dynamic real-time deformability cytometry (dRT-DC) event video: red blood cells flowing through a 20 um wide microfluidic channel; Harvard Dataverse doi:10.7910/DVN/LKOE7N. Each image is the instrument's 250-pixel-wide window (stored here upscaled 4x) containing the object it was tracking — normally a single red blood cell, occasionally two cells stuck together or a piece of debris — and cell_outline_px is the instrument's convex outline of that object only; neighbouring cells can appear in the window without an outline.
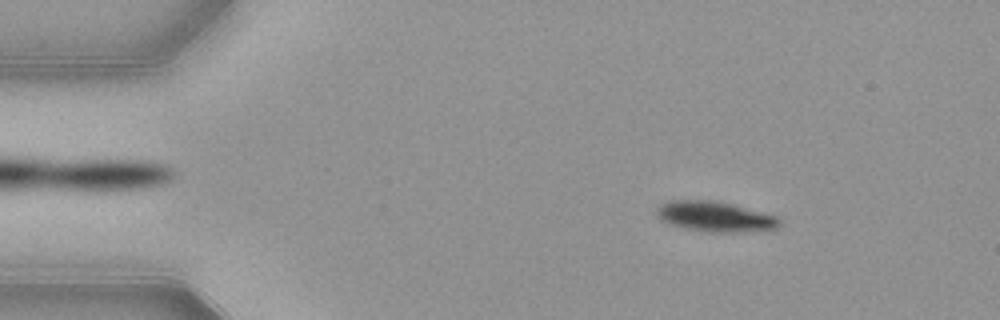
{"species": "common noctule bat (a hibernating species)", "species_latin": "Nyctalus noctula", "temperature_condition": "warm", "stored_images_in_passage": 52, "camera_frame_rate_fps": 3000, "um_per_image_px": 0.085, "animal": {"sex": "female", "body_mass_g": 21.9}, "frame": {"image": 1, "passage_image": 7, "time_ms": 2.0, "image_size_px": [1000, 320], "cell_outline_px": [[780, 224], [776, 228], [744, 232], [708, 232], [668, 224], [660, 220], [656, 212], [656, 208], [660, 204], [668, 200], [716, 200], [732, 204], [776, 216], [780, 220]], "centroid_in_image_um": [60.73, 18.4], "position_along_channel_um": 24.3, "area_um2": 21.62}}
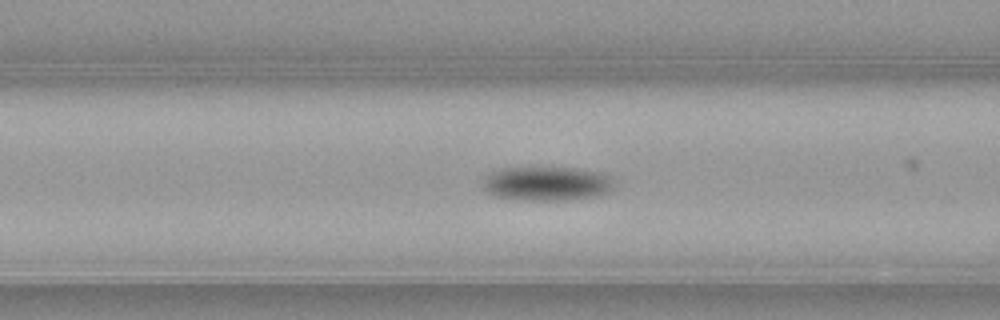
{"frame": {"image": 2, "passage_image": 20, "time_ms": 6.333, "image_size_px": [1000, 320], "cell_outline_px": [[612, 188], [604, 192], [592, 196], [564, 200], [532, 200], [496, 196], [488, 192], [484, 188], [484, 180], [492, 172], [500, 168], [576, 168], [600, 172], [608, 176], [612, 180]], "centroid_in_image_um": [46.46, 15.59], "position_along_channel_um": 120.1, "area_um2": 25.37}}
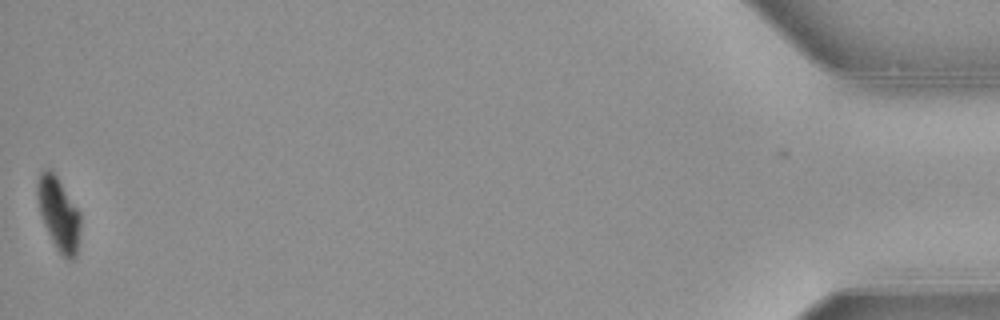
{"frame": {"image": 3, "passage_image": 52, "time_ms": 17.0, "image_size_px": [1000, 320], "cell_outline_px": [[80, 228], [76, 260], [68, 260], [56, 248], [44, 224], [40, 212], [36, 196], [36, 188], [40, 172], [48, 168], [56, 176], [80, 212]], "centroid_in_image_um": [4.99, 18.2], "position_along_channel_um": 430.2, "area_um2": 18.15}, "authors_computed_cell_mechanics": {"area_um2": 22.8888, "velocity_mm_per_s": 3.865, "shape_relaxation_time_tau1_ms": 2.0574, "shape_relaxation_time_tau2_ms": 4.2983, "deformation_change_tau1": 0.1262, "deformation_change_tau2": 0.0431}}